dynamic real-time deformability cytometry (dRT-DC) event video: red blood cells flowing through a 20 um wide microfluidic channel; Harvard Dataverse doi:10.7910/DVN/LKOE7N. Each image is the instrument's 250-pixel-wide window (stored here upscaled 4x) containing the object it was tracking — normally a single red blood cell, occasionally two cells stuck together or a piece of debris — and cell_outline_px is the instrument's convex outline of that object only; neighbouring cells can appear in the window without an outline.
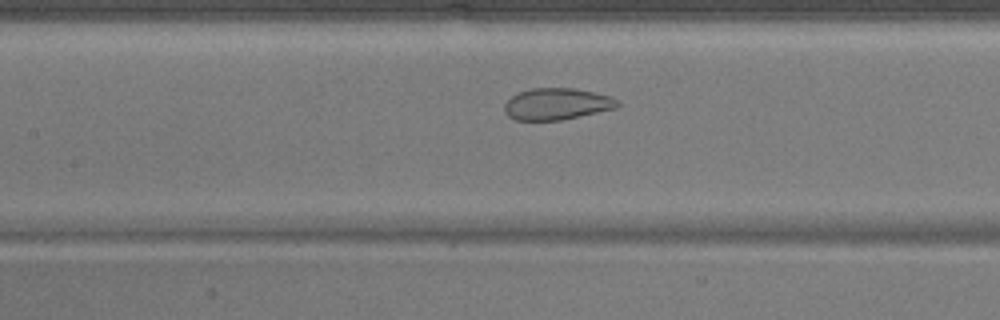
{"species": "common noctule bat (a hibernating species)", "species_latin": "Nyctalus noctula", "temperature_condition": "warm", "stored_images_in_passage": 44, "camera_frame_rate_fps": 3000, "um_per_image_px": 0.085, "animal": {"sex": "male", "body_mass_g": 17.9}, "frame": {"image": 1, "passage_image": 17, "time_ms": 5.333, "image_size_px": [1000, 320], "cell_outline_px": [[620, 104], [616, 108], [560, 120], [516, 120], [508, 116], [504, 112], [504, 104], [512, 96], [520, 92], [532, 88], [576, 88], [612, 96], [620, 100]], "centroid_in_image_um": [47.35, 8.83], "position_along_channel_um": 160.1, "area_um2": 20.87}}
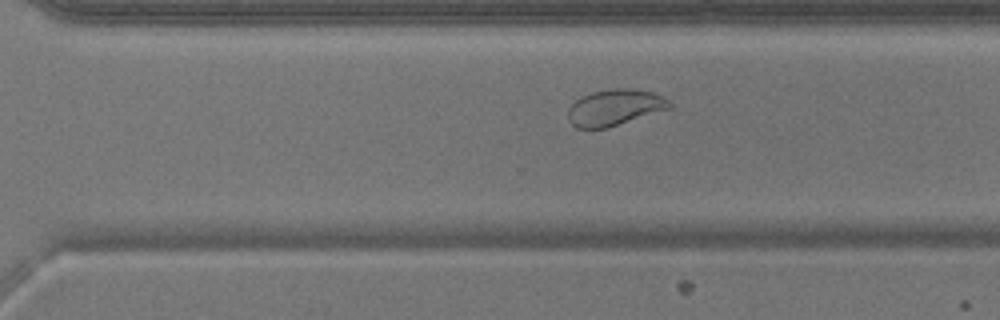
{"frame": {"image": 2, "passage_image": 29, "time_ms": 9.333, "image_size_px": [1000, 320], "cell_outline_px": [[672, 108], [608, 128], [576, 128], [568, 120], [568, 108], [580, 96], [592, 92], [616, 88], [628, 88], [652, 92], [664, 96], [672, 100]], "centroid_in_image_um": [52.29, 9.14], "position_along_channel_um": 318.3, "area_um2": 21.68}}
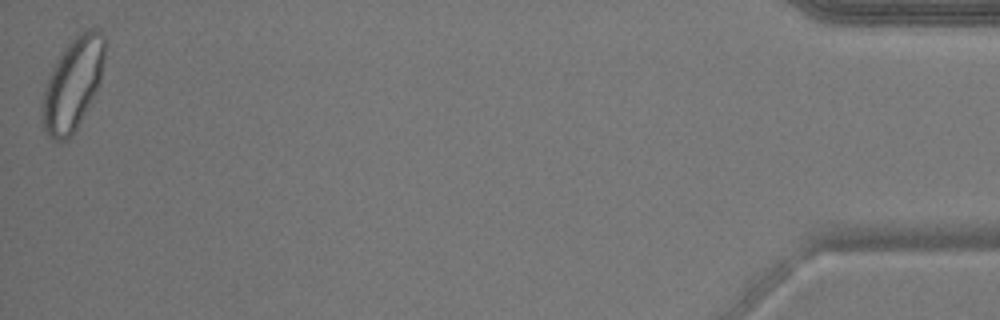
{"frame": {"image": 3, "passage_image": 44, "time_ms": 14.333, "image_size_px": [1000, 320], "cell_outline_px": [[108, 44], [100, 80], [76, 128], [68, 140], [56, 140], [48, 136], [44, 128], [40, 108], [44, 88], [48, 76], [56, 60], [64, 48], [80, 32], [88, 28], [92, 28], [100, 32], [104, 36]], "centroid_in_image_um": [6.18, 7.1], "position_along_channel_um": 429.0, "area_um2": 33.41}}